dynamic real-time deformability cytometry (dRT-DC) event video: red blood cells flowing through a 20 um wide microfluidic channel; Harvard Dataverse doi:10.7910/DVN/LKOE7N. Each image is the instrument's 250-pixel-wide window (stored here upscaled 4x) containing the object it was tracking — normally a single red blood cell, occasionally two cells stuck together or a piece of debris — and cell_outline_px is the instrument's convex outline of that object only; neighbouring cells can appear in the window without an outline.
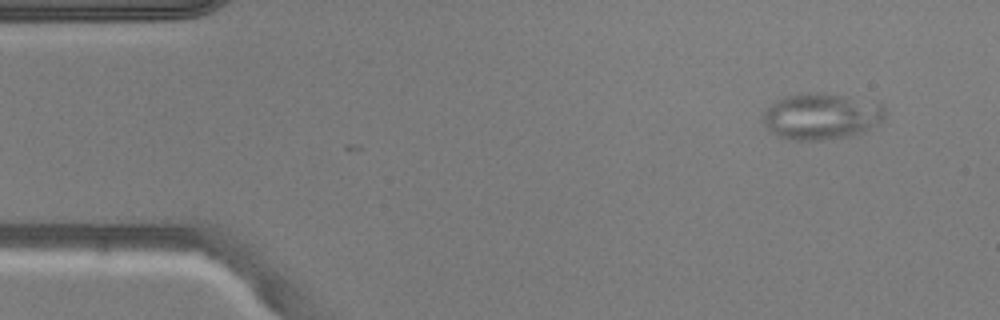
{"species": "common noctule bat (a hibernating species)", "species_latin": "Nyctalus noctula", "temperature_condition": "warm", "stored_images_in_passage": 2, "camera_frame_rate_fps": 3000, "um_per_image_px": 0.085, "animal": {"sex": "male", "body_mass_g": 20.5, "forearm_length_mm": 52.5}, "frame": {"image": 1, "passage_image": 1, "time_ms": 0.0, "image_size_px": [1000, 320], "cell_outline_px": [[884, 120], [860, 132], [848, 136], [820, 140], [788, 140], [776, 136], [764, 124], [764, 112], [776, 100], [784, 96], [800, 92], [820, 92], [848, 96], [884, 104]], "centroid_in_image_um": [69.79, 9.87], "position_along_channel_um": 15.2, "area_um2": 32.95}}